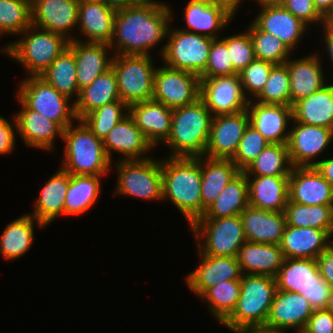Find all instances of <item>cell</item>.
Listing matches in <instances>:
<instances>
[{
    "label": "cell",
    "mask_w": 333,
    "mask_h": 333,
    "mask_svg": "<svg viewBox=\"0 0 333 333\" xmlns=\"http://www.w3.org/2000/svg\"><path fill=\"white\" fill-rule=\"evenodd\" d=\"M173 16L170 6L156 0L116 10L113 37L109 43L113 54L151 55L156 44L167 38Z\"/></svg>",
    "instance_id": "cell-1"
},
{
    "label": "cell",
    "mask_w": 333,
    "mask_h": 333,
    "mask_svg": "<svg viewBox=\"0 0 333 333\" xmlns=\"http://www.w3.org/2000/svg\"><path fill=\"white\" fill-rule=\"evenodd\" d=\"M162 200L168 199L184 215L189 227L202 217L201 156L161 160Z\"/></svg>",
    "instance_id": "cell-2"
},
{
    "label": "cell",
    "mask_w": 333,
    "mask_h": 333,
    "mask_svg": "<svg viewBox=\"0 0 333 333\" xmlns=\"http://www.w3.org/2000/svg\"><path fill=\"white\" fill-rule=\"evenodd\" d=\"M213 115L199 98L187 106L172 109L171 133L164 142L169 157L204 156Z\"/></svg>",
    "instance_id": "cell-3"
},
{
    "label": "cell",
    "mask_w": 333,
    "mask_h": 333,
    "mask_svg": "<svg viewBox=\"0 0 333 333\" xmlns=\"http://www.w3.org/2000/svg\"><path fill=\"white\" fill-rule=\"evenodd\" d=\"M77 121L76 127L71 124L63 130L65 156L62 168L73 175L105 176L112 163L105 153L103 140L93 134L82 120Z\"/></svg>",
    "instance_id": "cell-4"
},
{
    "label": "cell",
    "mask_w": 333,
    "mask_h": 333,
    "mask_svg": "<svg viewBox=\"0 0 333 333\" xmlns=\"http://www.w3.org/2000/svg\"><path fill=\"white\" fill-rule=\"evenodd\" d=\"M276 291L275 277L242 274L236 307L221 324L232 332L244 327L265 326Z\"/></svg>",
    "instance_id": "cell-5"
},
{
    "label": "cell",
    "mask_w": 333,
    "mask_h": 333,
    "mask_svg": "<svg viewBox=\"0 0 333 333\" xmlns=\"http://www.w3.org/2000/svg\"><path fill=\"white\" fill-rule=\"evenodd\" d=\"M19 35L23 37L4 45L0 51L26 68L29 76H40L68 48L64 36L30 25Z\"/></svg>",
    "instance_id": "cell-6"
},
{
    "label": "cell",
    "mask_w": 333,
    "mask_h": 333,
    "mask_svg": "<svg viewBox=\"0 0 333 333\" xmlns=\"http://www.w3.org/2000/svg\"><path fill=\"white\" fill-rule=\"evenodd\" d=\"M275 279L277 290L302 294L314 310L326 309L332 287L319 273L316 259L285 258Z\"/></svg>",
    "instance_id": "cell-7"
},
{
    "label": "cell",
    "mask_w": 333,
    "mask_h": 333,
    "mask_svg": "<svg viewBox=\"0 0 333 333\" xmlns=\"http://www.w3.org/2000/svg\"><path fill=\"white\" fill-rule=\"evenodd\" d=\"M190 227L198 250L206 255L237 257L247 241L240 215L199 218Z\"/></svg>",
    "instance_id": "cell-8"
},
{
    "label": "cell",
    "mask_w": 333,
    "mask_h": 333,
    "mask_svg": "<svg viewBox=\"0 0 333 333\" xmlns=\"http://www.w3.org/2000/svg\"><path fill=\"white\" fill-rule=\"evenodd\" d=\"M112 65L121 101L127 106L153 97L156 67L150 55L113 54Z\"/></svg>",
    "instance_id": "cell-9"
},
{
    "label": "cell",
    "mask_w": 333,
    "mask_h": 333,
    "mask_svg": "<svg viewBox=\"0 0 333 333\" xmlns=\"http://www.w3.org/2000/svg\"><path fill=\"white\" fill-rule=\"evenodd\" d=\"M167 37L166 45L159 52L163 63L200 77L207 66L213 38L171 27Z\"/></svg>",
    "instance_id": "cell-10"
},
{
    "label": "cell",
    "mask_w": 333,
    "mask_h": 333,
    "mask_svg": "<svg viewBox=\"0 0 333 333\" xmlns=\"http://www.w3.org/2000/svg\"><path fill=\"white\" fill-rule=\"evenodd\" d=\"M16 96L31 110L56 122L63 130L77 120L74 104L40 76L25 77Z\"/></svg>",
    "instance_id": "cell-11"
},
{
    "label": "cell",
    "mask_w": 333,
    "mask_h": 333,
    "mask_svg": "<svg viewBox=\"0 0 333 333\" xmlns=\"http://www.w3.org/2000/svg\"><path fill=\"white\" fill-rule=\"evenodd\" d=\"M117 185L115 194L145 200H162L161 159L116 160Z\"/></svg>",
    "instance_id": "cell-12"
},
{
    "label": "cell",
    "mask_w": 333,
    "mask_h": 333,
    "mask_svg": "<svg viewBox=\"0 0 333 333\" xmlns=\"http://www.w3.org/2000/svg\"><path fill=\"white\" fill-rule=\"evenodd\" d=\"M156 68L152 99L171 109L187 106L200 98V77L165 64Z\"/></svg>",
    "instance_id": "cell-13"
},
{
    "label": "cell",
    "mask_w": 333,
    "mask_h": 333,
    "mask_svg": "<svg viewBox=\"0 0 333 333\" xmlns=\"http://www.w3.org/2000/svg\"><path fill=\"white\" fill-rule=\"evenodd\" d=\"M200 80V98L213 116L247 109L250 98L245 97L238 74Z\"/></svg>",
    "instance_id": "cell-14"
},
{
    "label": "cell",
    "mask_w": 333,
    "mask_h": 333,
    "mask_svg": "<svg viewBox=\"0 0 333 333\" xmlns=\"http://www.w3.org/2000/svg\"><path fill=\"white\" fill-rule=\"evenodd\" d=\"M292 121L294 126L289 132L287 141L292 167L316 165V157L327 150L326 148L333 142V129L298 123L294 119Z\"/></svg>",
    "instance_id": "cell-15"
},
{
    "label": "cell",
    "mask_w": 333,
    "mask_h": 333,
    "mask_svg": "<svg viewBox=\"0 0 333 333\" xmlns=\"http://www.w3.org/2000/svg\"><path fill=\"white\" fill-rule=\"evenodd\" d=\"M248 125L247 109L235 114L213 116L204 156L212 159H232Z\"/></svg>",
    "instance_id": "cell-16"
},
{
    "label": "cell",
    "mask_w": 333,
    "mask_h": 333,
    "mask_svg": "<svg viewBox=\"0 0 333 333\" xmlns=\"http://www.w3.org/2000/svg\"><path fill=\"white\" fill-rule=\"evenodd\" d=\"M78 8L79 0H31V25L73 41L69 31L78 26Z\"/></svg>",
    "instance_id": "cell-17"
},
{
    "label": "cell",
    "mask_w": 333,
    "mask_h": 333,
    "mask_svg": "<svg viewBox=\"0 0 333 333\" xmlns=\"http://www.w3.org/2000/svg\"><path fill=\"white\" fill-rule=\"evenodd\" d=\"M249 124L256 128L272 144L287 143L289 138L288 122L293 120L291 105L263 104L249 100L247 105Z\"/></svg>",
    "instance_id": "cell-18"
},
{
    "label": "cell",
    "mask_w": 333,
    "mask_h": 333,
    "mask_svg": "<svg viewBox=\"0 0 333 333\" xmlns=\"http://www.w3.org/2000/svg\"><path fill=\"white\" fill-rule=\"evenodd\" d=\"M199 266L186 277V285L200 297L208 288L227 280H241L242 272L237 257L202 254Z\"/></svg>",
    "instance_id": "cell-19"
},
{
    "label": "cell",
    "mask_w": 333,
    "mask_h": 333,
    "mask_svg": "<svg viewBox=\"0 0 333 333\" xmlns=\"http://www.w3.org/2000/svg\"><path fill=\"white\" fill-rule=\"evenodd\" d=\"M103 147L111 163L112 152L123 154L120 160L129 161L150 158L143 155L154 149L129 114L108 132Z\"/></svg>",
    "instance_id": "cell-20"
},
{
    "label": "cell",
    "mask_w": 333,
    "mask_h": 333,
    "mask_svg": "<svg viewBox=\"0 0 333 333\" xmlns=\"http://www.w3.org/2000/svg\"><path fill=\"white\" fill-rule=\"evenodd\" d=\"M289 200L303 205H333V186L315 169L292 167Z\"/></svg>",
    "instance_id": "cell-21"
},
{
    "label": "cell",
    "mask_w": 333,
    "mask_h": 333,
    "mask_svg": "<svg viewBox=\"0 0 333 333\" xmlns=\"http://www.w3.org/2000/svg\"><path fill=\"white\" fill-rule=\"evenodd\" d=\"M313 311L302 294L277 290L265 327L283 332L304 329Z\"/></svg>",
    "instance_id": "cell-22"
},
{
    "label": "cell",
    "mask_w": 333,
    "mask_h": 333,
    "mask_svg": "<svg viewBox=\"0 0 333 333\" xmlns=\"http://www.w3.org/2000/svg\"><path fill=\"white\" fill-rule=\"evenodd\" d=\"M128 114L153 147L164 144L171 133L172 109L154 99L128 106Z\"/></svg>",
    "instance_id": "cell-23"
},
{
    "label": "cell",
    "mask_w": 333,
    "mask_h": 333,
    "mask_svg": "<svg viewBox=\"0 0 333 333\" xmlns=\"http://www.w3.org/2000/svg\"><path fill=\"white\" fill-rule=\"evenodd\" d=\"M21 110L14 114L17 133L27 146L52 151L56 137L62 139L63 129L44 115L29 109L18 97Z\"/></svg>",
    "instance_id": "cell-24"
},
{
    "label": "cell",
    "mask_w": 333,
    "mask_h": 333,
    "mask_svg": "<svg viewBox=\"0 0 333 333\" xmlns=\"http://www.w3.org/2000/svg\"><path fill=\"white\" fill-rule=\"evenodd\" d=\"M75 37L69 41L68 48L74 53L76 61V79L78 89L90 85L100 74L112 65V58L108 56L111 50L109 44L84 42Z\"/></svg>",
    "instance_id": "cell-25"
},
{
    "label": "cell",
    "mask_w": 333,
    "mask_h": 333,
    "mask_svg": "<svg viewBox=\"0 0 333 333\" xmlns=\"http://www.w3.org/2000/svg\"><path fill=\"white\" fill-rule=\"evenodd\" d=\"M253 22L267 33L273 34L284 42L293 52L301 42L308 26L297 19L282 5L262 6Z\"/></svg>",
    "instance_id": "cell-26"
},
{
    "label": "cell",
    "mask_w": 333,
    "mask_h": 333,
    "mask_svg": "<svg viewBox=\"0 0 333 333\" xmlns=\"http://www.w3.org/2000/svg\"><path fill=\"white\" fill-rule=\"evenodd\" d=\"M232 17L234 15L225 7L210 0H190L183 14L184 23L189 30L187 28L182 30L216 39L219 38L217 32H221L224 27L231 24Z\"/></svg>",
    "instance_id": "cell-27"
},
{
    "label": "cell",
    "mask_w": 333,
    "mask_h": 333,
    "mask_svg": "<svg viewBox=\"0 0 333 333\" xmlns=\"http://www.w3.org/2000/svg\"><path fill=\"white\" fill-rule=\"evenodd\" d=\"M321 61L319 54L314 53L285 62L290 77L291 106L327 84Z\"/></svg>",
    "instance_id": "cell-28"
},
{
    "label": "cell",
    "mask_w": 333,
    "mask_h": 333,
    "mask_svg": "<svg viewBox=\"0 0 333 333\" xmlns=\"http://www.w3.org/2000/svg\"><path fill=\"white\" fill-rule=\"evenodd\" d=\"M240 217L247 241L280 244L287 225L284 212H272L248 205Z\"/></svg>",
    "instance_id": "cell-29"
},
{
    "label": "cell",
    "mask_w": 333,
    "mask_h": 333,
    "mask_svg": "<svg viewBox=\"0 0 333 333\" xmlns=\"http://www.w3.org/2000/svg\"><path fill=\"white\" fill-rule=\"evenodd\" d=\"M116 10L98 0H79L77 29L85 42L109 44L113 37Z\"/></svg>",
    "instance_id": "cell-30"
},
{
    "label": "cell",
    "mask_w": 333,
    "mask_h": 333,
    "mask_svg": "<svg viewBox=\"0 0 333 333\" xmlns=\"http://www.w3.org/2000/svg\"><path fill=\"white\" fill-rule=\"evenodd\" d=\"M330 238L326 230L287 224L279 246L285 258L316 259L333 243Z\"/></svg>",
    "instance_id": "cell-31"
},
{
    "label": "cell",
    "mask_w": 333,
    "mask_h": 333,
    "mask_svg": "<svg viewBox=\"0 0 333 333\" xmlns=\"http://www.w3.org/2000/svg\"><path fill=\"white\" fill-rule=\"evenodd\" d=\"M247 181L249 205L272 212L285 211L289 201V176H247Z\"/></svg>",
    "instance_id": "cell-32"
},
{
    "label": "cell",
    "mask_w": 333,
    "mask_h": 333,
    "mask_svg": "<svg viewBox=\"0 0 333 333\" xmlns=\"http://www.w3.org/2000/svg\"><path fill=\"white\" fill-rule=\"evenodd\" d=\"M242 274L268 275L275 277L285 260L278 244L246 241L237 255Z\"/></svg>",
    "instance_id": "cell-33"
},
{
    "label": "cell",
    "mask_w": 333,
    "mask_h": 333,
    "mask_svg": "<svg viewBox=\"0 0 333 333\" xmlns=\"http://www.w3.org/2000/svg\"><path fill=\"white\" fill-rule=\"evenodd\" d=\"M69 182L70 173L61 167L44 184L32 207L34 211L30 215L34 216L45 227L56 220L59 215H64L65 196Z\"/></svg>",
    "instance_id": "cell-34"
},
{
    "label": "cell",
    "mask_w": 333,
    "mask_h": 333,
    "mask_svg": "<svg viewBox=\"0 0 333 333\" xmlns=\"http://www.w3.org/2000/svg\"><path fill=\"white\" fill-rule=\"evenodd\" d=\"M240 172L241 170L231 159H212L201 156L202 216L228 183Z\"/></svg>",
    "instance_id": "cell-35"
},
{
    "label": "cell",
    "mask_w": 333,
    "mask_h": 333,
    "mask_svg": "<svg viewBox=\"0 0 333 333\" xmlns=\"http://www.w3.org/2000/svg\"><path fill=\"white\" fill-rule=\"evenodd\" d=\"M118 84L112 67L100 74L90 85L79 91L74 99V110L77 120H81L91 111L115 101H119Z\"/></svg>",
    "instance_id": "cell-36"
},
{
    "label": "cell",
    "mask_w": 333,
    "mask_h": 333,
    "mask_svg": "<svg viewBox=\"0 0 333 333\" xmlns=\"http://www.w3.org/2000/svg\"><path fill=\"white\" fill-rule=\"evenodd\" d=\"M292 107L296 122L333 129V84L324 85Z\"/></svg>",
    "instance_id": "cell-37"
},
{
    "label": "cell",
    "mask_w": 333,
    "mask_h": 333,
    "mask_svg": "<svg viewBox=\"0 0 333 333\" xmlns=\"http://www.w3.org/2000/svg\"><path fill=\"white\" fill-rule=\"evenodd\" d=\"M34 225L39 228L45 227L34 216L27 213L5 227L0 238V252L6 261L18 259L30 250L34 243Z\"/></svg>",
    "instance_id": "cell-38"
},
{
    "label": "cell",
    "mask_w": 333,
    "mask_h": 333,
    "mask_svg": "<svg viewBox=\"0 0 333 333\" xmlns=\"http://www.w3.org/2000/svg\"><path fill=\"white\" fill-rule=\"evenodd\" d=\"M249 205L248 181L241 171L205 210L201 218H224L240 215Z\"/></svg>",
    "instance_id": "cell-39"
},
{
    "label": "cell",
    "mask_w": 333,
    "mask_h": 333,
    "mask_svg": "<svg viewBox=\"0 0 333 333\" xmlns=\"http://www.w3.org/2000/svg\"><path fill=\"white\" fill-rule=\"evenodd\" d=\"M102 176L70 174L65 196L64 215L79 216L90 210L97 202L101 191Z\"/></svg>",
    "instance_id": "cell-40"
},
{
    "label": "cell",
    "mask_w": 333,
    "mask_h": 333,
    "mask_svg": "<svg viewBox=\"0 0 333 333\" xmlns=\"http://www.w3.org/2000/svg\"><path fill=\"white\" fill-rule=\"evenodd\" d=\"M285 217L292 227H309L326 230L333 237V205H303L287 202Z\"/></svg>",
    "instance_id": "cell-41"
},
{
    "label": "cell",
    "mask_w": 333,
    "mask_h": 333,
    "mask_svg": "<svg viewBox=\"0 0 333 333\" xmlns=\"http://www.w3.org/2000/svg\"><path fill=\"white\" fill-rule=\"evenodd\" d=\"M51 84L60 94L69 99L79 95L76 79V61L74 53L66 48L53 63L40 75Z\"/></svg>",
    "instance_id": "cell-42"
},
{
    "label": "cell",
    "mask_w": 333,
    "mask_h": 333,
    "mask_svg": "<svg viewBox=\"0 0 333 333\" xmlns=\"http://www.w3.org/2000/svg\"><path fill=\"white\" fill-rule=\"evenodd\" d=\"M287 143H270L243 171L246 176H290Z\"/></svg>",
    "instance_id": "cell-43"
},
{
    "label": "cell",
    "mask_w": 333,
    "mask_h": 333,
    "mask_svg": "<svg viewBox=\"0 0 333 333\" xmlns=\"http://www.w3.org/2000/svg\"><path fill=\"white\" fill-rule=\"evenodd\" d=\"M240 292L241 280H227L208 288L199 298L221 324L235 309Z\"/></svg>",
    "instance_id": "cell-44"
},
{
    "label": "cell",
    "mask_w": 333,
    "mask_h": 333,
    "mask_svg": "<svg viewBox=\"0 0 333 333\" xmlns=\"http://www.w3.org/2000/svg\"><path fill=\"white\" fill-rule=\"evenodd\" d=\"M247 31L253 42L256 59L273 64H284L292 55L287 45L273 34L262 31L253 21Z\"/></svg>",
    "instance_id": "cell-45"
},
{
    "label": "cell",
    "mask_w": 333,
    "mask_h": 333,
    "mask_svg": "<svg viewBox=\"0 0 333 333\" xmlns=\"http://www.w3.org/2000/svg\"><path fill=\"white\" fill-rule=\"evenodd\" d=\"M31 25V0H0V37L19 35Z\"/></svg>",
    "instance_id": "cell-46"
},
{
    "label": "cell",
    "mask_w": 333,
    "mask_h": 333,
    "mask_svg": "<svg viewBox=\"0 0 333 333\" xmlns=\"http://www.w3.org/2000/svg\"><path fill=\"white\" fill-rule=\"evenodd\" d=\"M263 104L291 105L287 64H275L261 92L254 98Z\"/></svg>",
    "instance_id": "cell-47"
},
{
    "label": "cell",
    "mask_w": 333,
    "mask_h": 333,
    "mask_svg": "<svg viewBox=\"0 0 333 333\" xmlns=\"http://www.w3.org/2000/svg\"><path fill=\"white\" fill-rule=\"evenodd\" d=\"M127 114L128 106L119 100L91 111L81 120L93 134L103 140L108 132Z\"/></svg>",
    "instance_id": "cell-48"
},
{
    "label": "cell",
    "mask_w": 333,
    "mask_h": 333,
    "mask_svg": "<svg viewBox=\"0 0 333 333\" xmlns=\"http://www.w3.org/2000/svg\"><path fill=\"white\" fill-rule=\"evenodd\" d=\"M269 144L270 142L249 124L231 160L241 171H244Z\"/></svg>",
    "instance_id": "cell-49"
},
{
    "label": "cell",
    "mask_w": 333,
    "mask_h": 333,
    "mask_svg": "<svg viewBox=\"0 0 333 333\" xmlns=\"http://www.w3.org/2000/svg\"><path fill=\"white\" fill-rule=\"evenodd\" d=\"M220 38L212 40L209 58L200 78L233 76L238 74L232 65L227 44Z\"/></svg>",
    "instance_id": "cell-50"
},
{
    "label": "cell",
    "mask_w": 333,
    "mask_h": 333,
    "mask_svg": "<svg viewBox=\"0 0 333 333\" xmlns=\"http://www.w3.org/2000/svg\"><path fill=\"white\" fill-rule=\"evenodd\" d=\"M274 65L271 62L255 58L246 68L238 73L245 97L249 92L252 100L261 92Z\"/></svg>",
    "instance_id": "cell-51"
},
{
    "label": "cell",
    "mask_w": 333,
    "mask_h": 333,
    "mask_svg": "<svg viewBox=\"0 0 333 333\" xmlns=\"http://www.w3.org/2000/svg\"><path fill=\"white\" fill-rule=\"evenodd\" d=\"M222 40L227 44L234 70L239 73L254 59V47L249 32L234 34Z\"/></svg>",
    "instance_id": "cell-52"
},
{
    "label": "cell",
    "mask_w": 333,
    "mask_h": 333,
    "mask_svg": "<svg viewBox=\"0 0 333 333\" xmlns=\"http://www.w3.org/2000/svg\"><path fill=\"white\" fill-rule=\"evenodd\" d=\"M282 6L307 26L318 22L323 26L328 22L315 8L312 0H286Z\"/></svg>",
    "instance_id": "cell-53"
},
{
    "label": "cell",
    "mask_w": 333,
    "mask_h": 333,
    "mask_svg": "<svg viewBox=\"0 0 333 333\" xmlns=\"http://www.w3.org/2000/svg\"><path fill=\"white\" fill-rule=\"evenodd\" d=\"M304 329L308 333H333V314L326 309L314 310Z\"/></svg>",
    "instance_id": "cell-54"
},
{
    "label": "cell",
    "mask_w": 333,
    "mask_h": 333,
    "mask_svg": "<svg viewBox=\"0 0 333 333\" xmlns=\"http://www.w3.org/2000/svg\"><path fill=\"white\" fill-rule=\"evenodd\" d=\"M13 123L0 116V155L11 154L16 145L17 125L13 116ZM15 130V131H14Z\"/></svg>",
    "instance_id": "cell-55"
},
{
    "label": "cell",
    "mask_w": 333,
    "mask_h": 333,
    "mask_svg": "<svg viewBox=\"0 0 333 333\" xmlns=\"http://www.w3.org/2000/svg\"><path fill=\"white\" fill-rule=\"evenodd\" d=\"M319 273L333 288V243L316 258Z\"/></svg>",
    "instance_id": "cell-56"
},
{
    "label": "cell",
    "mask_w": 333,
    "mask_h": 333,
    "mask_svg": "<svg viewBox=\"0 0 333 333\" xmlns=\"http://www.w3.org/2000/svg\"><path fill=\"white\" fill-rule=\"evenodd\" d=\"M314 167L333 186V158L317 159Z\"/></svg>",
    "instance_id": "cell-57"
},
{
    "label": "cell",
    "mask_w": 333,
    "mask_h": 333,
    "mask_svg": "<svg viewBox=\"0 0 333 333\" xmlns=\"http://www.w3.org/2000/svg\"><path fill=\"white\" fill-rule=\"evenodd\" d=\"M318 12L328 21H333V0H312Z\"/></svg>",
    "instance_id": "cell-58"
},
{
    "label": "cell",
    "mask_w": 333,
    "mask_h": 333,
    "mask_svg": "<svg viewBox=\"0 0 333 333\" xmlns=\"http://www.w3.org/2000/svg\"><path fill=\"white\" fill-rule=\"evenodd\" d=\"M324 29V41L326 48L325 50L328 51L329 57L331 59L330 63L333 66V23L332 22H327L325 25L322 26Z\"/></svg>",
    "instance_id": "cell-59"
},
{
    "label": "cell",
    "mask_w": 333,
    "mask_h": 333,
    "mask_svg": "<svg viewBox=\"0 0 333 333\" xmlns=\"http://www.w3.org/2000/svg\"><path fill=\"white\" fill-rule=\"evenodd\" d=\"M98 1H101L103 4L115 10H118L135 5L139 3L141 0H98Z\"/></svg>",
    "instance_id": "cell-60"
},
{
    "label": "cell",
    "mask_w": 333,
    "mask_h": 333,
    "mask_svg": "<svg viewBox=\"0 0 333 333\" xmlns=\"http://www.w3.org/2000/svg\"><path fill=\"white\" fill-rule=\"evenodd\" d=\"M210 1L214 4H218L225 7L233 15H236V11L240 7L239 5L241 3H244V0H210Z\"/></svg>",
    "instance_id": "cell-61"
},
{
    "label": "cell",
    "mask_w": 333,
    "mask_h": 333,
    "mask_svg": "<svg viewBox=\"0 0 333 333\" xmlns=\"http://www.w3.org/2000/svg\"><path fill=\"white\" fill-rule=\"evenodd\" d=\"M234 333H285V332L271 329L265 326H257V327H244L235 330Z\"/></svg>",
    "instance_id": "cell-62"
},
{
    "label": "cell",
    "mask_w": 333,
    "mask_h": 333,
    "mask_svg": "<svg viewBox=\"0 0 333 333\" xmlns=\"http://www.w3.org/2000/svg\"><path fill=\"white\" fill-rule=\"evenodd\" d=\"M260 7L283 5L286 0H255Z\"/></svg>",
    "instance_id": "cell-63"
},
{
    "label": "cell",
    "mask_w": 333,
    "mask_h": 333,
    "mask_svg": "<svg viewBox=\"0 0 333 333\" xmlns=\"http://www.w3.org/2000/svg\"><path fill=\"white\" fill-rule=\"evenodd\" d=\"M326 310L330 311L333 314V288L331 289L328 300H327Z\"/></svg>",
    "instance_id": "cell-64"
},
{
    "label": "cell",
    "mask_w": 333,
    "mask_h": 333,
    "mask_svg": "<svg viewBox=\"0 0 333 333\" xmlns=\"http://www.w3.org/2000/svg\"><path fill=\"white\" fill-rule=\"evenodd\" d=\"M297 333H308L305 329H295Z\"/></svg>",
    "instance_id": "cell-65"
}]
</instances>
